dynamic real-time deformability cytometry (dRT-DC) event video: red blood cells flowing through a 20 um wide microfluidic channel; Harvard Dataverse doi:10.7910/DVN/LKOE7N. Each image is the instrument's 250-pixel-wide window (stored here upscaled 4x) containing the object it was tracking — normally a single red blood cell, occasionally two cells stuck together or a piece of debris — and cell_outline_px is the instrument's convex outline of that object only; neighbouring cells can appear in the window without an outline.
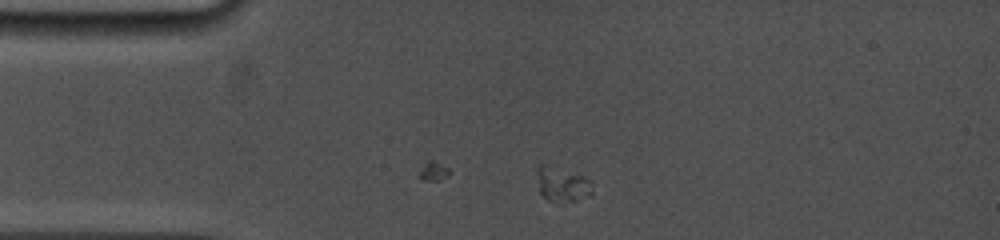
{"species": "common noctule bat (a hibernating species)", "species_latin": "Nyctalus noctula", "temperature_condition": "cold", "stored_images_in_passage": 11, "camera_frame_rate_fps": 5000, "um_per_image_px": 0.085, "animal": {"sex": "female", "body_mass_g": 19.0, "forearm_length_mm": 53.3}, "frame": {"image": 1, "passage_image": 1, "time_ms": 0.0, "image_size_px": [1000, 240], "cell_outline_px": [[592, 192], [588, 196], [576, 200], [548, 200], [540, 192], [536, 172], [536, 168], [540, 164], [544, 164], [584, 176], [592, 184]], "centroid_in_image_um": [47.77, 15.64], "position_along_channel_um": 37.2, "area_um2": 10.75}}